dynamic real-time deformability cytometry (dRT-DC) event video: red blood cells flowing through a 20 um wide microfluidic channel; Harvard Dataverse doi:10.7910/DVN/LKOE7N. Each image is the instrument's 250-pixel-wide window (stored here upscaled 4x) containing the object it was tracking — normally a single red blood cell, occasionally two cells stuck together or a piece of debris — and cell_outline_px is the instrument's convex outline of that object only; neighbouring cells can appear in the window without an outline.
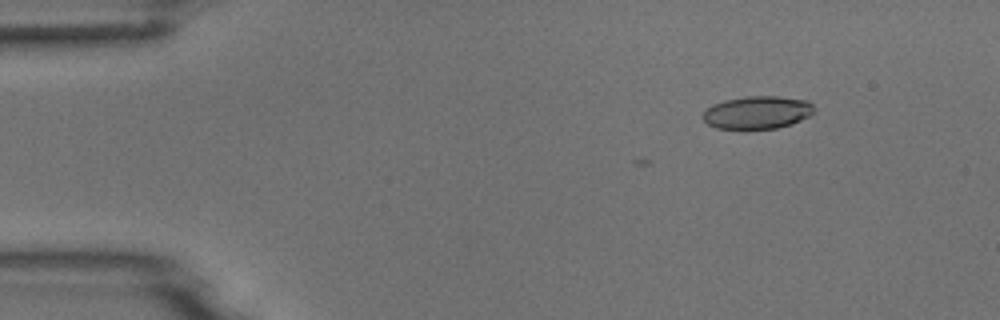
{"species": "common noctule bat (a hibernating species)", "species_latin": "Nyctalus noctula", "temperature_condition": "room temperature", "stored_images_in_passage": 3, "camera_frame_rate_fps": 3000, "um_per_image_px": 0.085, "animal": {"sex": "male", "body_mass_g": 18.8}, "frame": {"image": 1, "passage_image": 3, "time_ms": 2.333, "image_size_px": [1000, 320], "cell_outline_px": [[816, 112], [792, 124], [776, 128], [716, 128], [708, 124], [700, 116], [712, 104], [724, 100], [748, 96], [776, 96], [808, 100], [816, 108]], "centroid_in_image_um": [64.39, 9.54], "position_along_channel_um": 20.6, "area_um2": 21.27}}